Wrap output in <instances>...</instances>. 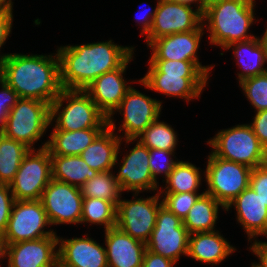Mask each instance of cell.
<instances>
[{"label": "cell", "mask_w": 267, "mask_h": 267, "mask_svg": "<svg viewBox=\"0 0 267 267\" xmlns=\"http://www.w3.org/2000/svg\"><path fill=\"white\" fill-rule=\"evenodd\" d=\"M255 0H218L206 6L202 16L204 29L210 33L209 44L224 50L235 42L256 36L248 33L255 18Z\"/></svg>", "instance_id": "4"}, {"label": "cell", "mask_w": 267, "mask_h": 267, "mask_svg": "<svg viewBox=\"0 0 267 267\" xmlns=\"http://www.w3.org/2000/svg\"><path fill=\"white\" fill-rule=\"evenodd\" d=\"M125 145L133 143L136 145L126 152L121 162L117 160L114 166H119L117 175L115 178L119 183L121 191L143 193L146 191L159 192V183L153 179L149 166V149L143 145L138 139H122Z\"/></svg>", "instance_id": "14"}, {"label": "cell", "mask_w": 267, "mask_h": 267, "mask_svg": "<svg viewBox=\"0 0 267 267\" xmlns=\"http://www.w3.org/2000/svg\"><path fill=\"white\" fill-rule=\"evenodd\" d=\"M236 250L218 230L189 234L187 256L195 261L217 266Z\"/></svg>", "instance_id": "24"}, {"label": "cell", "mask_w": 267, "mask_h": 267, "mask_svg": "<svg viewBox=\"0 0 267 267\" xmlns=\"http://www.w3.org/2000/svg\"><path fill=\"white\" fill-rule=\"evenodd\" d=\"M149 69L137 81L144 88L167 97L182 98L185 102L201 97L209 77L191 61L148 60Z\"/></svg>", "instance_id": "3"}, {"label": "cell", "mask_w": 267, "mask_h": 267, "mask_svg": "<svg viewBox=\"0 0 267 267\" xmlns=\"http://www.w3.org/2000/svg\"><path fill=\"white\" fill-rule=\"evenodd\" d=\"M52 124V130L65 131L108 126L107 117L91 97L84 90L73 89H62L50 105V125Z\"/></svg>", "instance_id": "5"}, {"label": "cell", "mask_w": 267, "mask_h": 267, "mask_svg": "<svg viewBox=\"0 0 267 267\" xmlns=\"http://www.w3.org/2000/svg\"><path fill=\"white\" fill-rule=\"evenodd\" d=\"M7 256V243L3 235H0V267L2 266L1 260L6 259Z\"/></svg>", "instance_id": "46"}, {"label": "cell", "mask_w": 267, "mask_h": 267, "mask_svg": "<svg viewBox=\"0 0 267 267\" xmlns=\"http://www.w3.org/2000/svg\"><path fill=\"white\" fill-rule=\"evenodd\" d=\"M200 170V171H199ZM199 167L188 161H179L169 176L163 181L165 187L160 185L159 193H187L198 192L202 185L204 175Z\"/></svg>", "instance_id": "29"}, {"label": "cell", "mask_w": 267, "mask_h": 267, "mask_svg": "<svg viewBox=\"0 0 267 267\" xmlns=\"http://www.w3.org/2000/svg\"><path fill=\"white\" fill-rule=\"evenodd\" d=\"M133 194L132 200H123L121 196L117 204L116 227L146 244L155 227L162 200L159 192L145 199L138 198L139 193Z\"/></svg>", "instance_id": "10"}, {"label": "cell", "mask_w": 267, "mask_h": 267, "mask_svg": "<svg viewBox=\"0 0 267 267\" xmlns=\"http://www.w3.org/2000/svg\"><path fill=\"white\" fill-rule=\"evenodd\" d=\"M58 267H108L106 249L88 234L70 239L58 236Z\"/></svg>", "instance_id": "20"}, {"label": "cell", "mask_w": 267, "mask_h": 267, "mask_svg": "<svg viewBox=\"0 0 267 267\" xmlns=\"http://www.w3.org/2000/svg\"><path fill=\"white\" fill-rule=\"evenodd\" d=\"M207 144L215 156L251 169L267 163V151L249 124L222 129L213 138L208 139Z\"/></svg>", "instance_id": "6"}, {"label": "cell", "mask_w": 267, "mask_h": 267, "mask_svg": "<svg viewBox=\"0 0 267 267\" xmlns=\"http://www.w3.org/2000/svg\"><path fill=\"white\" fill-rule=\"evenodd\" d=\"M168 1H172V2H179L191 7H194V5L192 4H197L195 6V8L203 15L206 5L204 4L203 0H168Z\"/></svg>", "instance_id": "45"}, {"label": "cell", "mask_w": 267, "mask_h": 267, "mask_svg": "<svg viewBox=\"0 0 267 267\" xmlns=\"http://www.w3.org/2000/svg\"><path fill=\"white\" fill-rule=\"evenodd\" d=\"M233 50L237 66L242 71L237 72L238 83L250 77L257 76L267 71L266 53L261 37H255L248 41L235 42L224 50Z\"/></svg>", "instance_id": "25"}, {"label": "cell", "mask_w": 267, "mask_h": 267, "mask_svg": "<svg viewBox=\"0 0 267 267\" xmlns=\"http://www.w3.org/2000/svg\"><path fill=\"white\" fill-rule=\"evenodd\" d=\"M236 210L237 222L243 227L248 236V243L258 236L267 238V206L256 194L252 187L248 186L226 207Z\"/></svg>", "instance_id": "21"}, {"label": "cell", "mask_w": 267, "mask_h": 267, "mask_svg": "<svg viewBox=\"0 0 267 267\" xmlns=\"http://www.w3.org/2000/svg\"><path fill=\"white\" fill-rule=\"evenodd\" d=\"M0 132L6 126L11 109L20 99L18 94L0 78Z\"/></svg>", "instance_id": "37"}, {"label": "cell", "mask_w": 267, "mask_h": 267, "mask_svg": "<svg viewBox=\"0 0 267 267\" xmlns=\"http://www.w3.org/2000/svg\"><path fill=\"white\" fill-rule=\"evenodd\" d=\"M177 136L176 131L171 125L164 121H160V118H158L136 139L148 149L176 151L179 139Z\"/></svg>", "instance_id": "33"}, {"label": "cell", "mask_w": 267, "mask_h": 267, "mask_svg": "<svg viewBox=\"0 0 267 267\" xmlns=\"http://www.w3.org/2000/svg\"><path fill=\"white\" fill-rule=\"evenodd\" d=\"M249 125L259 139L260 144L267 151V110L257 111L253 117V122Z\"/></svg>", "instance_id": "40"}, {"label": "cell", "mask_w": 267, "mask_h": 267, "mask_svg": "<svg viewBox=\"0 0 267 267\" xmlns=\"http://www.w3.org/2000/svg\"><path fill=\"white\" fill-rule=\"evenodd\" d=\"M202 16L191 6L168 0H157L153 25L145 37L146 45L164 36L198 30L203 25Z\"/></svg>", "instance_id": "16"}, {"label": "cell", "mask_w": 267, "mask_h": 267, "mask_svg": "<svg viewBox=\"0 0 267 267\" xmlns=\"http://www.w3.org/2000/svg\"><path fill=\"white\" fill-rule=\"evenodd\" d=\"M83 197L98 198L113 202L116 206L121 199L122 191L113 171L97 173L87 180L81 187Z\"/></svg>", "instance_id": "31"}, {"label": "cell", "mask_w": 267, "mask_h": 267, "mask_svg": "<svg viewBox=\"0 0 267 267\" xmlns=\"http://www.w3.org/2000/svg\"><path fill=\"white\" fill-rule=\"evenodd\" d=\"M29 150L22 142L8 138L0 132V184L9 185L14 180Z\"/></svg>", "instance_id": "30"}, {"label": "cell", "mask_w": 267, "mask_h": 267, "mask_svg": "<svg viewBox=\"0 0 267 267\" xmlns=\"http://www.w3.org/2000/svg\"><path fill=\"white\" fill-rule=\"evenodd\" d=\"M251 243L249 250L252 251L253 255L258 257L259 261L253 262L256 267H267V241H259L258 239H254L249 241Z\"/></svg>", "instance_id": "43"}, {"label": "cell", "mask_w": 267, "mask_h": 267, "mask_svg": "<svg viewBox=\"0 0 267 267\" xmlns=\"http://www.w3.org/2000/svg\"><path fill=\"white\" fill-rule=\"evenodd\" d=\"M133 55L134 53L119 68L97 77L84 89L107 118L119 106L127 91L132 87L124 76L129 63L133 60Z\"/></svg>", "instance_id": "19"}, {"label": "cell", "mask_w": 267, "mask_h": 267, "mask_svg": "<svg viewBox=\"0 0 267 267\" xmlns=\"http://www.w3.org/2000/svg\"><path fill=\"white\" fill-rule=\"evenodd\" d=\"M249 186L253 188L267 206V163L252 169Z\"/></svg>", "instance_id": "39"}, {"label": "cell", "mask_w": 267, "mask_h": 267, "mask_svg": "<svg viewBox=\"0 0 267 267\" xmlns=\"http://www.w3.org/2000/svg\"><path fill=\"white\" fill-rule=\"evenodd\" d=\"M46 226L51 225L41 200H15L3 237L7 244H14L56 233L53 229L46 230Z\"/></svg>", "instance_id": "11"}, {"label": "cell", "mask_w": 267, "mask_h": 267, "mask_svg": "<svg viewBox=\"0 0 267 267\" xmlns=\"http://www.w3.org/2000/svg\"><path fill=\"white\" fill-rule=\"evenodd\" d=\"M188 239L189 233L183 221L161 205L146 248L177 263L181 255L187 256Z\"/></svg>", "instance_id": "13"}, {"label": "cell", "mask_w": 267, "mask_h": 267, "mask_svg": "<svg viewBox=\"0 0 267 267\" xmlns=\"http://www.w3.org/2000/svg\"><path fill=\"white\" fill-rule=\"evenodd\" d=\"M50 126V104L37 100L20 98L11 109L3 135L22 142L30 149L39 141Z\"/></svg>", "instance_id": "7"}, {"label": "cell", "mask_w": 267, "mask_h": 267, "mask_svg": "<svg viewBox=\"0 0 267 267\" xmlns=\"http://www.w3.org/2000/svg\"><path fill=\"white\" fill-rule=\"evenodd\" d=\"M239 86L255 112L267 110V71L242 80Z\"/></svg>", "instance_id": "34"}, {"label": "cell", "mask_w": 267, "mask_h": 267, "mask_svg": "<svg viewBox=\"0 0 267 267\" xmlns=\"http://www.w3.org/2000/svg\"><path fill=\"white\" fill-rule=\"evenodd\" d=\"M44 142L24 156L14 180L9 184L14 200H41L52 179L51 157Z\"/></svg>", "instance_id": "9"}, {"label": "cell", "mask_w": 267, "mask_h": 267, "mask_svg": "<svg viewBox=\"0 0 267 267\" xmlns=\"http://www.w3.org/2000/svg\"><path fill=\"white\" fill-rule=\"evenodd\" d=\"M204 178L205 193L213 196L225 208L250 184L252 169L246 165L208 155Z\"/></svg>", "instance_id": "8"}, {"label": "cell", "mask_w": 267, "mask_h": 267, "mask_svg": "<svg viewBox=\"0 0 267 267\" xmlns=\"http://www.w3.org/2000/svg\"><path fill=\"white\" fill-rule=\"evenodd\" d=\"M204 26L198 30L180 32L153 40L148 46L152 49L149 60H179L194 62L208 77L214 65H202L197 51L200 49Z\"/></svg>", "instance_id": "17"}, {"label": "cell", "mask_w": 267, "mask_h": 267, "mask_svg": "<svg viewBox=\"0 0 267 267\" xmlns=\"http://www.w3.org/2000/svg\"><path fill=\"white\" fill-rule=\"evenodd\" d=\"M14 201L10 185L0 184V235L5 233Z\"/></svg>", "instance_id": "38"}, {"label": "cell", "mask_w": 267, "mask_h": 267, "mask_svg": "<svg viewBox=\"0 0 267 267\" xmlns=\"http://www.w3.org/2000/svg\"><path fill=\"white\" fill-rule=\"evenodd\" d=\"M133 46L112 40L57 48L62 89L84 90L97 77L119 68L133 53Z\"/></svg>", "instance_id": "1"}, {"label": "cell", "mask_w": 267, "mask_h": 267, "mask_svg": "<svg viewBox=\"0 0 267 267\" xmlns=\"http://www.w3.org/2000/svg\"><path fill=\"white\" fill-rule=\"evenodd\" d=\"M202 193L187 192V193H159L162 205L174 213L182 221L187 216L190 209L193 207L196 200Z\"/></svg>", "instance_id": "35"}, {"label": "cell", "mask_w": 267, "mask_h": 267, "mask_svg": "<svg viewBox=\"0 0 267 267\" xmlns=\"http://www.w3.org/2000/svg\"><path fill=\"white\" fill-rule=\"evenodd\" d=\"M107 122L108 126L80 155L91 169L98 172L115 169L114 164L123 142L115 132L117 124L113 118H107Z\"/></svg>", "instance_id": "23"}, {"label": "cell", "mask_w": 267, "mask_h": 267, "mask_svg": "<svg viewBox=\"0 0 267 267\" xmlns=\"http://www.w3.org/2000/svg\"><path fill=\"white\" fill-rule=\"evenodd\" d=\"M12 0H0V13L2 12H13Z\"/></svg>", "instance_id": "47"}, {"label": "cell", "mask_w": 267, "mask_h": 267, "mask_svg": "<svg viewBox=\"0 0 267 267\" xmlns=\"http://www.w3.org/2000/svg\"><path fill=\"white\" fill-rule=\"evenodd\" d=\"M267 27V26H266ZM261 41L264 44L265 47V53H266V64H267V28L264 31L263 35L261 36Z\"/></svg>", "instance_id": "48"}, {"label": "cell", "mask_w": 267, "mask_h": 267, "mask_svg": "<svg viewBox=\"0 0 267 267\" xmlns=\"http://www.w3.org/2000/svg\"><path fill=\"white\" fill-rule=\"evenodd\" d=\"M108 267H142L146 244L117 227L104 230Z\"/></svg>", "instance_id": "22"}, {"label": "cell", "mask_w": 267, "mask_h": 267, "mask_svg": "<svg viewBox=\"0 0 267 267\" xmlns=\"http://www.w3.org/2000/svg\"><path fill=\"white\" fill-rule=\"evenodd\" d=\"M176 158L175 151H166L161 149H149V166L153 179L157 181L158 176L163 175L166 179L173 171V168L180 160ZM164 160V161H162Z\"/></svg>", "instance_id": "36"}, {"label": "cell", "mask_w": 267, "mask_h": 267, "mask_svg": "<svg viewBox=\"0 0 267 267\" xmlns=\"http://www.w3.org/2000/svg\"><path fill=\"white\" fill-rule=\"evenodd\" d=\"M162 107L160 100L153 99L131 87L108 118L114 119L116 111L119 112L120 115H123V119L121 120L122 124L117 128L119 132H123L118 136L121 139H136L160 117Z\"/></svg>", "instance_id": "12"}, {"label": "cell", "mask_w": 267, "mask_h": 267, "mask_svg": "<svg viewBox=\"0 0 267 267\" xmlns=\"http://www.w3.org/2000/svg\"><path fill=\"white\" fill-rule=\"evenodd\" d=\"M41 201L51 226L80 224L83 196L79 187L51 179Z\"/></svg>", "instance_id": "15"}, {"label": "cell", "mask_w": 267, "mask_h": 267, "mask_svg": "<svg viewBox=\"0 0 267 267\" xmlns=\"http://www.w3.org/2000/svg\"><path fill=\"white\" fill-rule=\"evenodd\" d=\"M52 179L81 187L92 179L98 171L91 169L80 155H50Z\"/></svg>", "instance_id": "28"}, {"label": "cell", "mask_w": 267, "mask_h": 267, "mask_svg": "<svg viewBox=\"0 0 267 267\" xmlns=\"http://www.w3.org/2000/svg\"><path fill=\"white\" fill-rule=\"evenodd\" d=\"M49 54L10 53L0 66L2 78L19 98L37 99L50 105L62 90L57 52Z\"/></svg>", "instance_id": "2"}, {"label": "cell", "mask_w": 267, "mask_h": 267, "mask_svg": "<svg viewBox=\"0 0 267 267\" xmlns=\"http://www.w3.org/2000/svg\"><path fill=\"white\" fill-rule=\"evenodd\" d=\"M156 10H157V5L155 6V8L152 10V8L148 11L145 10V13H143V15L140 17H138L136 20V22L139 24V26H141L142 29H140L141 34L140 35H145V37L149 34L152 25H153V20L156 14Z\"/></svg>", "instance_id": "44"}, {"label": "cell", "mask_w": 267, "mask_h": 267, "mask_svg": "<svg viewBox=\"0 0 267 267\" xmlns=\"http://www.w3.org/2000/svg\"><path fill=\"white\" fill-rule=\"evenodd\" d=\"M13 12H2L0 13V49L3 45H5L6 40H8L11 30L13 27ZM1 51V50H0ZM1 53V52H0ZM9 56L7 54H0V66L2 65L3 61Z\"/></svg>", "instance_id": "41"}, {"label": "cell", "mask_w": 267, "mask_h": 267, "mask_svg": "<svg viewBox=\"0 0 267 267\" xmlns=\"http://www.w3.org/2000/svg\"><path fill=\"white\" fill-rule=\"evenodd\" d=\"M177 263L146 249L142 267H174Z\"/></svg>", "instance_id": "42"}, {"label": "cell", "mask_w": 267, "mask_h": 267, "mask_svg": "<svg viewBox=\"0 0 267 267\" xmlns=\"http://www.w3.org/2000/svg\"><path fill=\"white\" fill-rule=\"evenodd\" d=\"M58 236L7 244V267H58Z\"/></svg>", "instance_id": "18"}, {"label": "cell", "mask_w": 267, "mask_h": 267, "mask_svg": "<svg viewBox=\"0 0 267 267\" xmlns=\"http://www.w3.org/2000/svg\"><path fill=\"white\" fill-rule=\"evenodd\" d=\"M117 206L110 201L83 197L80 224L102 225L104 230L116 227Z\"/></svg>", "instance_id": "32"}, {"label": "cell", "mask_w": 267, "mask_h": 267, "mask_svg": "<svg viewBox=\"0 0 267 267\" xmlns=\"http://www.w3.org/2000/svg\"><path fill=\"white\" fill-rule=\"evenodd\" d=\"M104 129L53 130L49 135V140L46 141V148L49 150L50 155H81Z\"/></svg>", "instance_id": "26"}, {"label": "cell", "mask_w": 267, "mask_h": 267, "mask_svg": "<svg viewBox=\"0 0 267 267\" xmlns=\"http://www.w3.org/2000/svg\"><path fill=\"white\" fill-rule=\"evenodd\" d=\"M219 208L226 209L213 196L203 193L194 203L183 220L189 234L196 232H212L218 221Z\"/></svg>", "instance_id": "27"}, {"label": "cell", "mask_w": 267, "mask_h": 267, "mask_svg": "<svg viewBox=\"0 0 267 267\" xmlns=\"http://www.w3.org/2000/svg\"><path fill=\"white\" fill-rule=\"evenodd\" d=\"M215 1H218V0H203L204 4L207 6Z\"/></svg>", "instance_id": "49"}]
</instances>
